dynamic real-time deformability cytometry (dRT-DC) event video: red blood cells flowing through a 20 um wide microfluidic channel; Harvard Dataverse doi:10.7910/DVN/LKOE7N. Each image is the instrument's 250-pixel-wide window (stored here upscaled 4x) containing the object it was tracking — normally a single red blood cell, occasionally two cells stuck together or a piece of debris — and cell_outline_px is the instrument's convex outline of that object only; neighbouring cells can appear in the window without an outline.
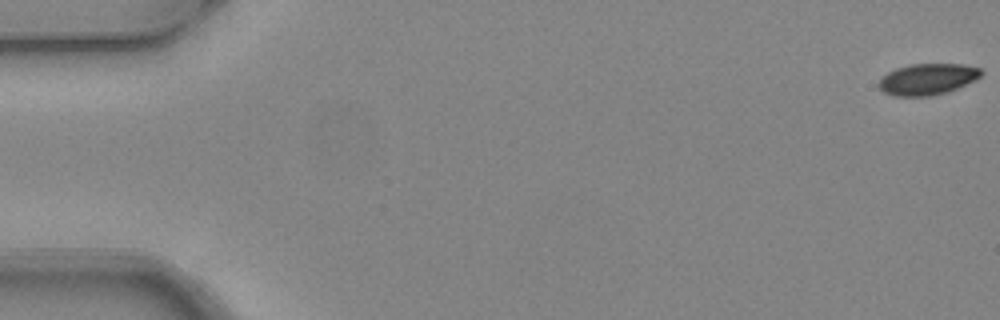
{"species": "common noctule bat (a hibernating species)", "species_latin": "Nyctalus noctula", "temperature_condition": "warm", "stored_images_in_passage": 6, "camera_frame_rate_fps": 3000, "um_per_image_px": 0.085, "animal": {"sex": "female", "body_mass_g": 24.6, "forearm_length_mm": 56.2}, "frame": {"image": 1, "passage_image": 1, "time_ms": 0.0, "image_size_px": [1000, 320], "cell_outline_px": [[984, 72], [976, 80], [948, 92], [932, 96], [896, 96], [884, 92], [876, 84], [880, 76], [896, 68], [912, 64], [964, 64], [980, 68]], "centroid_in_image_um": [78.83, 6.73], "position_along_channel_um": 6.2, "area_um2": 18.9}}
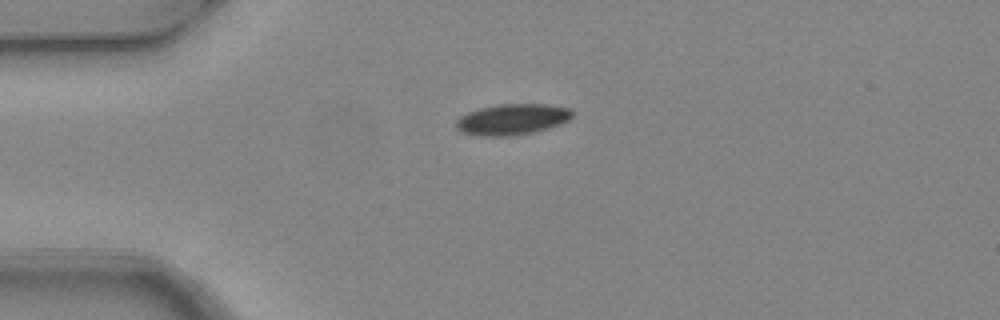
{"frame": {"image": 2, "passage_image": 4, "time_ms": 1.0, "image_size_px": [1000, 320], "cell_outline_px": [[576, 112], [568, 120], [560, 124], [548, 128], [532, 132], [512, 136], [480, 136], [460, 132], [456, 128], [456, 120], [460, 116], [468, 112], [480, 108], [500, 104], [548, 104], [572, 108]], "centroid_in_image_um": [43.56, 10.14], "position_along_channel_um": 41.4, "area_um2": 21.15}}
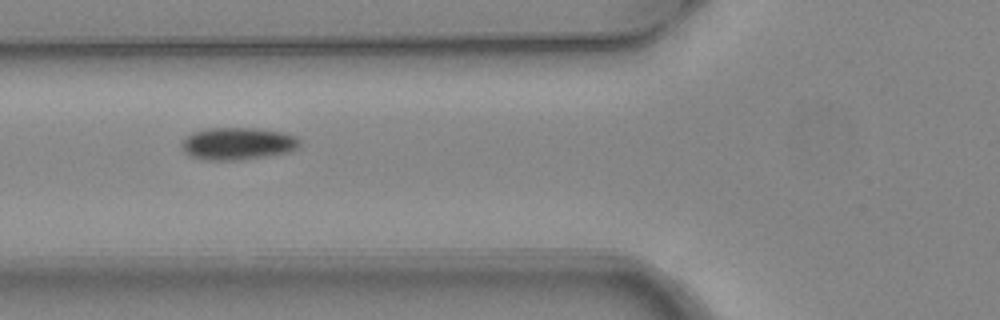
{"frame": {"image": 3, "passage_image": 6, "time_ms": 1.667, "image_size_px": [1000, 320], "cell_outline_px": [[300, 144], [296, 148], [288, 152], [264, 156], [236, 160], [204, 160], [188, 156], [184, 152], [180, 144], [184, 136], [192, 132], [204, 128], [256, 128], [284, 132], [296, 136], [300, 140]], "centroid_in_image_um": [20.14, 12.19], "position_along_channel_um": 105.7, "area_um2": 22.48}}